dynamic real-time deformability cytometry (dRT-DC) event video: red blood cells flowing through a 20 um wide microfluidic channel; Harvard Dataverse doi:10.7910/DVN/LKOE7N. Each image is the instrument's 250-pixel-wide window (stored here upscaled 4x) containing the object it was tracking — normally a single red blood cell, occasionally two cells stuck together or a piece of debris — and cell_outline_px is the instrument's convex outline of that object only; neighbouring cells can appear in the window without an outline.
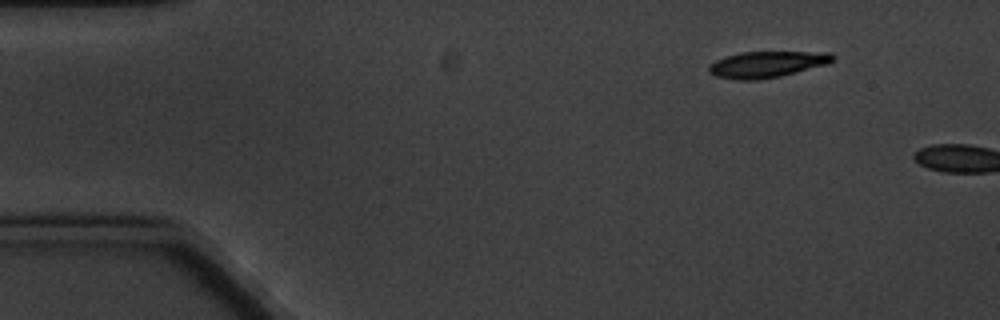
{"species": "common noctule bat (a hibernating species)", "species_latin": "Nyctalus noctula", "temperature_condition": "cold", "stored_images_in_passage": 2, "camera_frame_rate_fps": 3000, "um_per_image_px": 0.085, "animal": {"sex": "male", "body_mass_g": 20.1, "forearm_length_mm": 53.5}, "frame": {"image": 1, "passage_image": 1, "time_ms": 0.0, "image_size_px": [1000, 320], "cell_outline_px": [[836, 56], [828, 64], [780, 76], [756, 80], [736, 80], [716, 76], [708, 72], [708, 64], [724, 56], [740, 52], [832, 52]], "centroid_in_image_um": [65.16, 5.46], "position_along_channel_um": 19.8, "area_um2": 19.07}}